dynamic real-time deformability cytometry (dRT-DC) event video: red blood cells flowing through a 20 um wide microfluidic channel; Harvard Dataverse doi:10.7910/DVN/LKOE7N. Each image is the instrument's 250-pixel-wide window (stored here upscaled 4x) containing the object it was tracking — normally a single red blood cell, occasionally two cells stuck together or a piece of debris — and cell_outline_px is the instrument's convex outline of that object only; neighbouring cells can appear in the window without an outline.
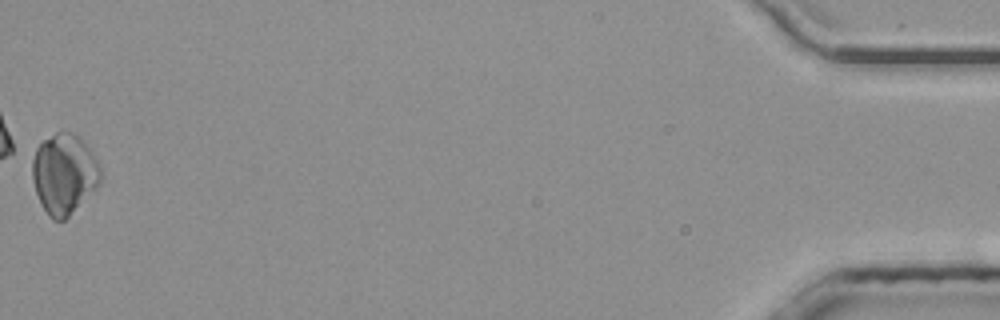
{"species": "common noctule bat (a hibernating species)", "species_latin": "Nyctalus noctula", "temperature_condition": "room temperature", "stored_images_in_passage": 42, "camera_frame_rate_fps": 3000, "um_per_image_px": 0.085, "animal": {"sex": "male", "body_mass_g": 20.4}, "frame": {"image": 1, "passage_image": 42, "time_ms": 13.667, "image_size_px": [1000, 320], "cell_outline_px": [[104, 172], [100, 184], [64, 220], [52, 220], [48, 216], [36, 192], [32, 180], [32, 160], [36, 148], [44, 140], [56, 132], [72, 132], [80, 136], [84, 140], [100, 164]], "centroid_in_image_um": [5.48, 14.75], "position_along_channel_um": 429.7, "area_um2": 32.14}}